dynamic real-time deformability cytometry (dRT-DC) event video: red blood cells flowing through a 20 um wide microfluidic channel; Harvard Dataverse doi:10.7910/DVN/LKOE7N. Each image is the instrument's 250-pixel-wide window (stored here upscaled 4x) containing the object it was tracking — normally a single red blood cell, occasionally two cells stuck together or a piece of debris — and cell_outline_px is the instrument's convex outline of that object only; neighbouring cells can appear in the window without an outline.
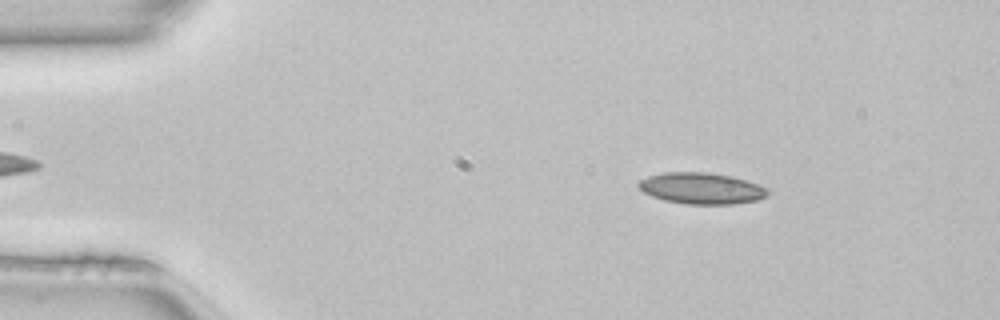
{"species": "common noctule bat (a hibernating species)", "species_latin": "Nyctalus noctula", "temperature_condition": "room temperature", "stored_images_in_passage": 49, "camera_frame_rate_fps": 3000, "um_per_image_px": 0.085, "animal": {"sex": "female", "body_mass_g": 22.7, "forearm_length_mm": 54.2}, "frame": {"image": 1, "passage_image": 7, "time_ms": 2.0, "image_size_px": [1000, 320], "cell_outline_px": [[768, 192], [764, 196], [756, 200], [732, 204], [688, 204], [664, 200], [652, 196], [644, 192], [636, 184], [640, 180], [648, 176], [664, 172], [704, 172], [732, 176], [768, 188]], "centroid_in_image_um": [59.58, 16.0], "position_along_channel_um": 25.4, "area_um2": 23.29}}
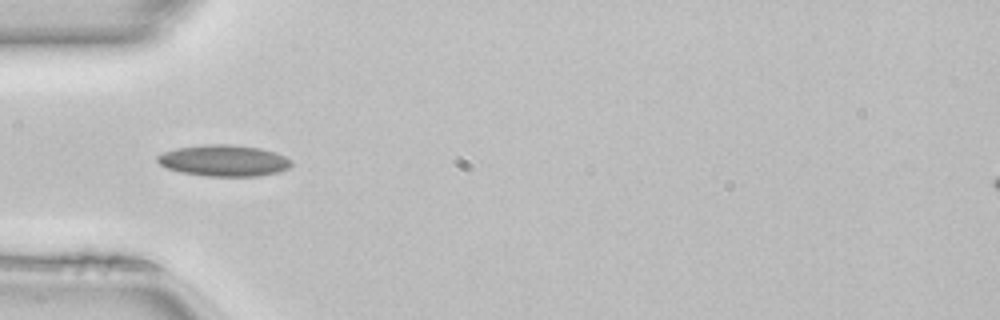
{"frame": {"image": 2, "passage_image": 15, "time_ms": 4.667, "image_size_px": [1000, 320], "cell_outline_px": [[292, 164], [288, 168], [280, 172], [260, 176], [208, 176], [180, 172], [168, 168], [160, 164], [156, 160], [156, 156], [164, 152], [176, 148], [204, 144], [228, 144], [260, 148], [276, 152], [292, 160]], "centroid_in_image_um": [19.05, 13.65], "position_along_channel_um": 66.0, "area_um2": 24.57}}
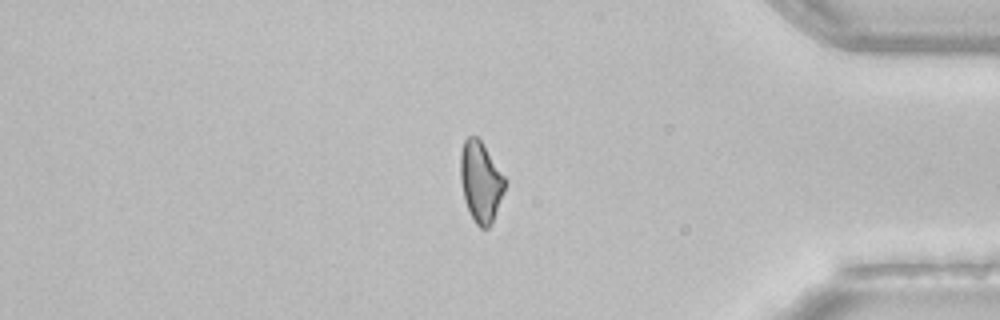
{"frame": {"image": 3, "passage_image": 41, "time_ms": 13.333, "image_size_px": [1000, 320], "cell_outline_px": [[508, 180], [504, 192], [492, 224], [488, 228], [480, 228], [476, 224], [464, 200], [460, 180], [460, 152], [464, 140], [468, 136], [476, 136], [480, 140]], "centroid_in_image_um": [40.87, 15.45], "position_along_channel_um": 394.3, "area_um2": 21.1}, "authors_computed_cell_mechanics": {"area_um2": 22.0796, "velocity_mm_per_s": 4.1243, "shape_relaxation_time_tau1_ms": null, "shape_relaxation_time_tau2_ms": 3.8587, "deformation_change_tau1": null, "deformation_change_tau2": 0.1158}}